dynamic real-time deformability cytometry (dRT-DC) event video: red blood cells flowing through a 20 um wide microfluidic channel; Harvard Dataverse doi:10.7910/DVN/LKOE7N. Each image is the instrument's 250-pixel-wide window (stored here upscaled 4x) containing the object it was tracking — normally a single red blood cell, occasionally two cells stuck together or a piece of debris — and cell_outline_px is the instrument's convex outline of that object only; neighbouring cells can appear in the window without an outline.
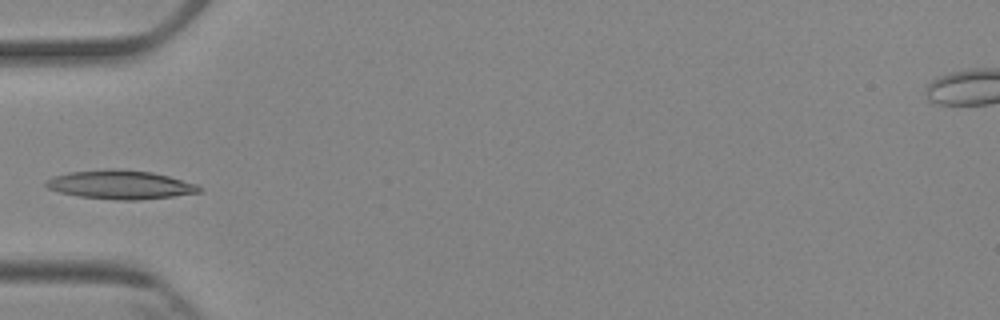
{"species": "Egyptian fruit bat (a non-hibernating species)", "species_latin": "Rousettus aegyptiacus", "temperature_condition": "cold", "stored_images_in_passage": 5, "camera_frame_rate_fps": 3000, "um_per_image_px": 0.085, "animal": {"sex": "female"}, "frame": {"image": 1, "passage_image": 4, "time_ms": 3.333, "image_size_px": [1000, 320], "cell_outline_px": [[200, 192], [172, 196], [140, 200], [116, 200], [80, 196], [60, 192], [48, 188], [44, 184], [44, 180], [52, 176], [68, 172], [112, 168], [116, 168], [152, 172], [168, 176], [196, 184], [200, 188]], "centroid_in_image_um": [10.17, 15.69], "position_along_channel_um": 74.8, "area_um2": 25.66}}
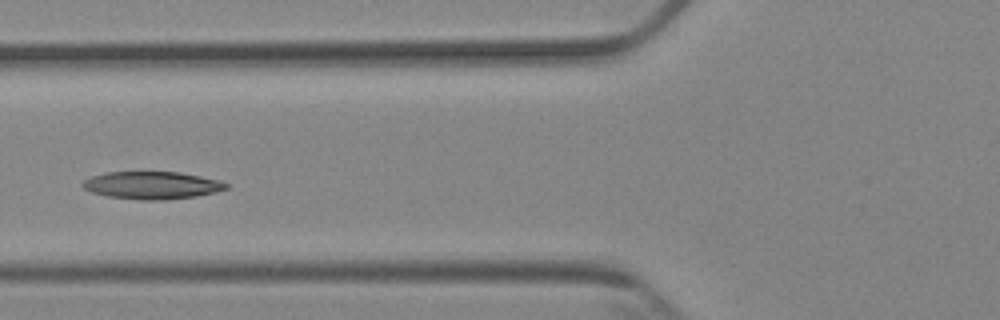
{"frame": {"image": 2, "passage_image": 5, "time_ms": 4.333, "image_size_px": [1000, 320], "cell_outline_px": [[228, 188], [216, 192], [196, 196], [168, 200], [140, 200], [108, 196], [92, 192], [84, 188], [80, 184], [84, 180], [92, 176], [108, 172], [180, 172], [220, 180], [228, 184]], "centroid_in_image_um": [12.94, 15.75], "position_along_channel_um": 112.9, "area_um2": 23.06}}